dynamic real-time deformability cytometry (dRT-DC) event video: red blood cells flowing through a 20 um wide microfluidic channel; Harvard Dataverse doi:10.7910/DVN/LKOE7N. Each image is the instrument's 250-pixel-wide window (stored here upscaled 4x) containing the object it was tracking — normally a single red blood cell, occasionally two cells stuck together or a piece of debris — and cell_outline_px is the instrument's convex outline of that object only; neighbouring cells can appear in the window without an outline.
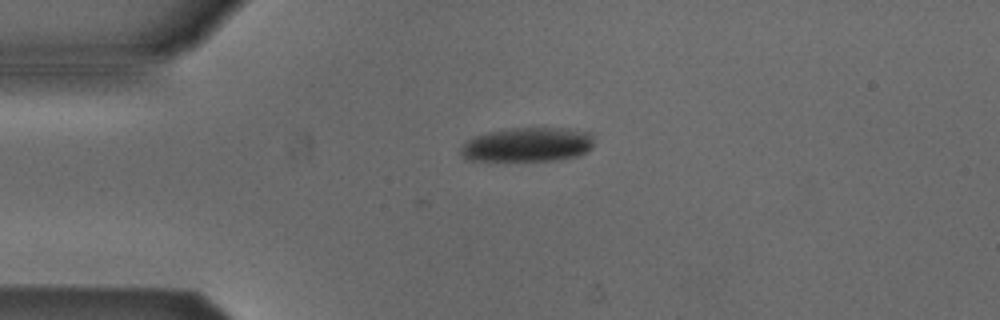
{"species": "Egyptian fruit bat (a non-hibernating species)", "species_latin": "Rousettus aegyptiacus", "temperature_condition": "cold", "stored_images_in_passage": 3, "camera_frame_rate_fps": 3000, "um_per_image_px": 0.085, "animal": {"sex": "male"}, "frame": {"image": 1, "passage_image": 3, "time_ms": 2.333, "image_size_px": [1000, 320], "cell_outline_px": [[592, 148], [576, 156], [548, 160], [468, 160], [460, 152], [460, 148], [468, 140], [476, 136], [492, 132], [512, 128], [568, 128], [588, 132], [592, 136]], "centroid_in_image_um": [44.85, 12.28], "position_along_channel_um": 40.1, "area_um2": 26.01}}